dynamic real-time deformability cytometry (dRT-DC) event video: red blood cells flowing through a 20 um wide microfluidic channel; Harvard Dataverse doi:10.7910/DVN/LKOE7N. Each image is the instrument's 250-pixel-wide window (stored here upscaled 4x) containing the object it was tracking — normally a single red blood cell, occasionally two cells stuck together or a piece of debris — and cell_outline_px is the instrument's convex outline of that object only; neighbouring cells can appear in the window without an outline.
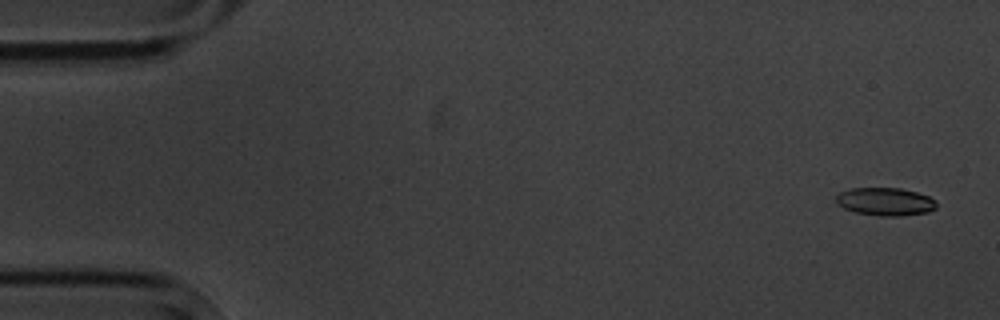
{"species": "common noctule bat (a hibernating species)", "species_latin": "Nyctalus noctula", "temperature_condition": "cold", "stored_images_in_passage": 5, "camera_frame_rate_fps": 3000, "um_per_image_px": 0.085, "animal": {"sex": "male", "body_mass_g": 20.1, "forearm_length_mm": 53.5}, "frame": {"image": 1, "passage_image": 1, "time_ms": 0.0, "image_size_px": [1000, 320], "cell_outline_px": [[936, 208], [928, 212], [900, 216], [880, 216], [856, 212], [844, 208], [836, 200], [836, 196], [840, 192], [848, 188], [900, 188], [916, 192], [928, 196], [936, 200]], "centroid_in_image_um": [75.27, 17.13], "position_along_channel_um": 9.7, "area_um2": 16.3}}
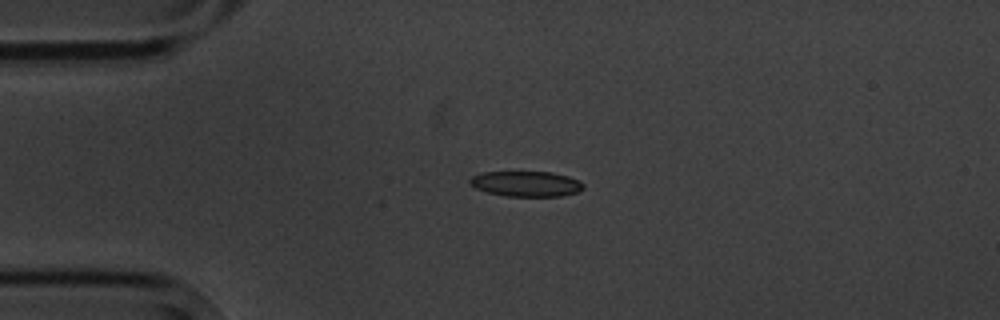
{"frame": {"image": 2, "passage_image": 4, "time_ms": 3.667, "image_size_px": [1000, 320], "cell_outline_px": [[584, 188], [576, 192], [560, 196], [504, 196], [488, 192], [476, 188], [468, 184], [468, 180], [472, 176], [484, 172], [552, 172], [568, 176], [580, 180], [584, 184]], "centroid_in_image_um": [44.72, 15.62], "position_along_channel_um": 40.3, "area_um2": 16.82}}